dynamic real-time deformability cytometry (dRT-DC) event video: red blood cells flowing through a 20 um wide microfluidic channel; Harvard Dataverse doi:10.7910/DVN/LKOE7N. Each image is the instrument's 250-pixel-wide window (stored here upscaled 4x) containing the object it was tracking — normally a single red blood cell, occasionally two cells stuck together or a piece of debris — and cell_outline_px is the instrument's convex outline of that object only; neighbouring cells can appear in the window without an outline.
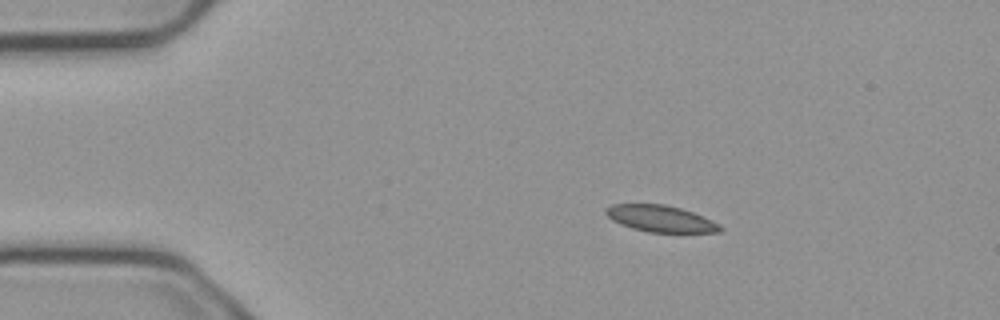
{"species": "common noctule bat (a hibernating species)", "species_latin": "Nyctalus noctula", "temperature_condition": "cold", "stored_images_in_passage": 46, "camera_frame_rate_fps": 3000, "um_per_image_px": 0.085, "animal": {"sex": "male", "body_mass_g": 23.1, "forearm_length_mm": 52.7}, "frame": {"image": 1, "passage_image": 1, "time_ms": 0.0, "image_size_px": [1000, 320], "cell_outline_px": [[724, 228], [720, 232], [648, 232], [632, 228], [620, 224], [612, 220], [604, 212], [604, 208], [612, 204], [664, 204], [680, 208], [692, 212], [720, 224]], "centroid_in_image_um": [56.12, 18.58], "position_along_channel_um": 28.9, "area_um2": 17.63}}
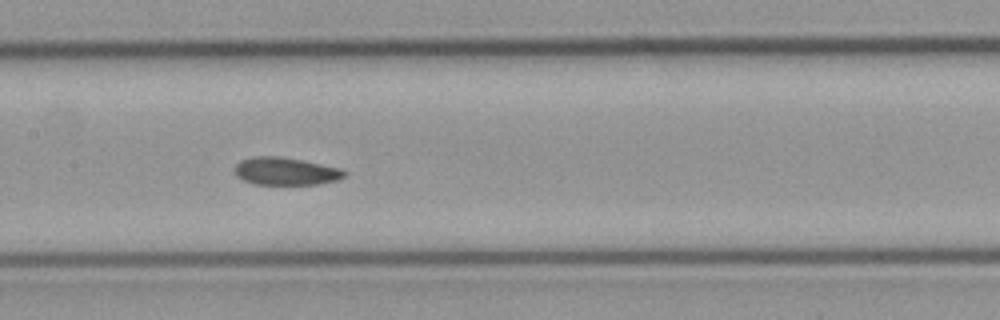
{"frame": {"image": 2, "passage_image": 18, "time_ms": 5.667, "image_size_px": [1000, 320], "cell_outline_px": [[348, 172], [344, 176], [336, 180], [316, 184], [256, 184], [244, 180], [236, 176], [236, 164], [240, 160], [252, 156], [280, 156], [340, 168]], "centroid_in_image_um": [24.26, 14.55], "position_along_channel_um": 183.1, "area_um2": 17.46}}
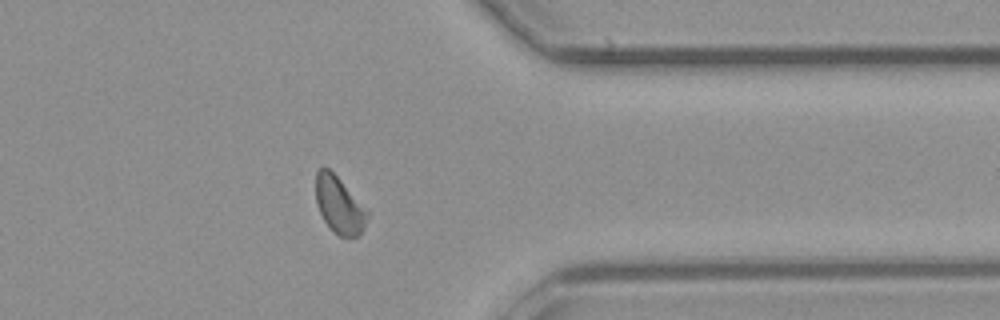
{"frame": {"image": 3, "passage_image": 35, "time_ms": 11.333, "image_size_px": [1000, 320], "cell_outline_px": [[372, 212], [360, 236], [340, 236], [324, 220], [316, 204], [316, 172], [324, 164]], "centroid_in_image_um": [28.89, 17.41], "position_along_channel_um": 382.5, "area_um2": 17.22}, "authors_computed_cell_mechanics": {"area_um2": 17.8313, "velocity_mm_per_s": 3.7241, "shape_relaxation_time_tau1_ms": 10.839, "shape_relaxation_time_tau2_ms": 2.8823, "deformation_change_tau1": 0.1747, "deformation_change_tau2": 0.0613}}